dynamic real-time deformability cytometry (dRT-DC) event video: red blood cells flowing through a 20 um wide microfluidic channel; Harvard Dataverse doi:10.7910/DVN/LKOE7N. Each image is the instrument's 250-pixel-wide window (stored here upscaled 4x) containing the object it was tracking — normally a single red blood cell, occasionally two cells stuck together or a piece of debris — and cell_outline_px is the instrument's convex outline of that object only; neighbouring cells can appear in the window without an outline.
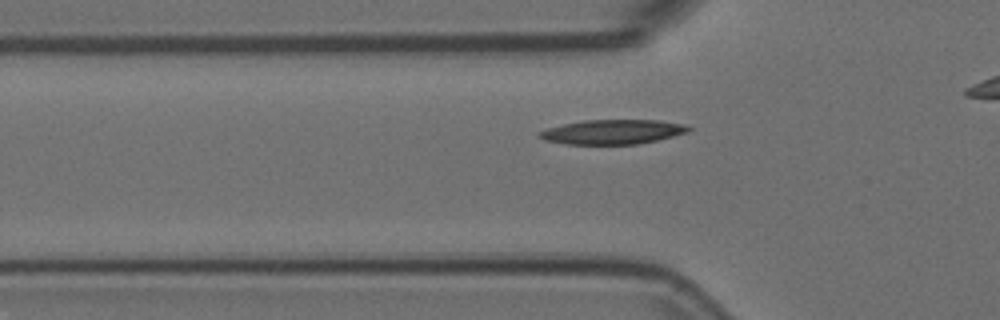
{"species": "Egyptian fruit bat (a non-hibernating species)", "species_latin": "Rousettus aegyptiacus", "temperature_condition": "room temperature", "stored_images_in_passage": 32, "camera_frame_rate_fps": 3000, "um_per_image_px": 0.085, "animal": {"sex": "female"}, "frame": {"image": 1, "passage_image": 5, "time_ms": 1.333, "image_size_px": [1000, 320], "cell_outline_px": [[692, 128], [688, 132], [656, 140], [636, 144], [568, 144], [544, 140], [536, 136], [540, 132], [548, 128], [564, 124], [584, 120], [660, 120], [684, 124]], "centroid_in_image_um": [52.08, 11.2], "position_along_channel_um": 73.7, "area_um2": 21.15}}
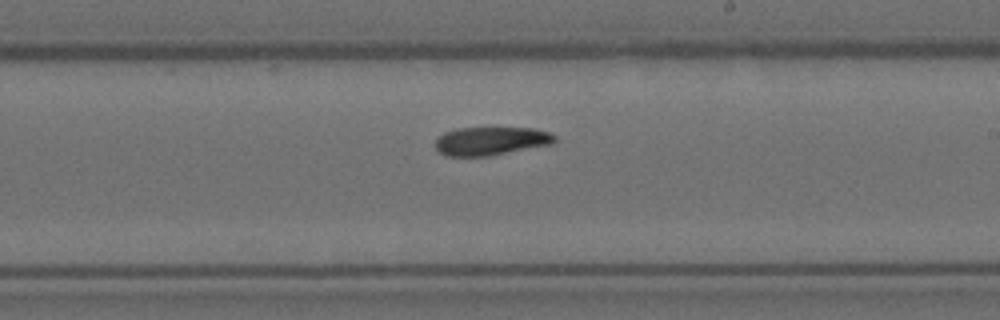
{"frame": {"image": 2, "passage_image": 19, "time_ms": 6.0, "image_size_px": [1000, 320], "cell_outline_px": [[556, 140], [552, 144], [488, 156], [444, 156], [436, 148], [436, 140], [444, 132], [456, 128], [532, 128], [548, 132], [556, 136]], "centroid_in_image_um": [41.72, 11.98], "position_along_channel_um": 247.3, "area_um2": 19.65}}
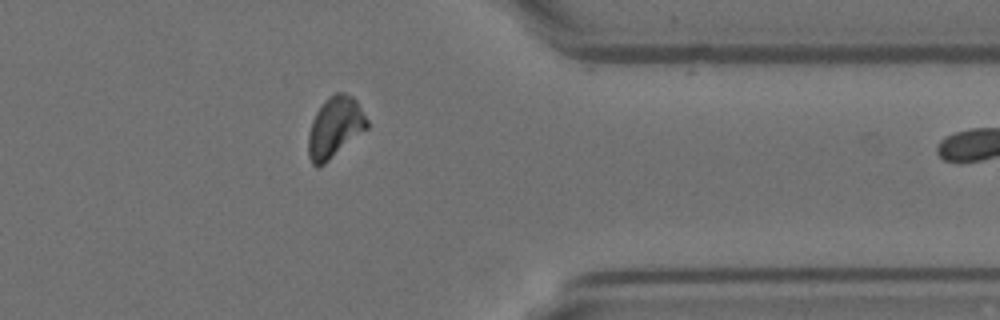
{"frame": {"image": 3, "passage_image": 31, "time_ms": 10.0, "image_size_px": [1000, 320], "cell_outline_px": [[368, 128], [324, 164], [316, 168], [312, 164], [308, 156], [308, 132], [312, 120], [316, 112], [324, 100], [328, 96], [336, 92], [344, 92], [352, 96], [356, 100], [368, 120]], "centroid_in_image_um": [28.45, 10.81], "position_along_channel_um": 383.0, "area_um2": 20.92}}